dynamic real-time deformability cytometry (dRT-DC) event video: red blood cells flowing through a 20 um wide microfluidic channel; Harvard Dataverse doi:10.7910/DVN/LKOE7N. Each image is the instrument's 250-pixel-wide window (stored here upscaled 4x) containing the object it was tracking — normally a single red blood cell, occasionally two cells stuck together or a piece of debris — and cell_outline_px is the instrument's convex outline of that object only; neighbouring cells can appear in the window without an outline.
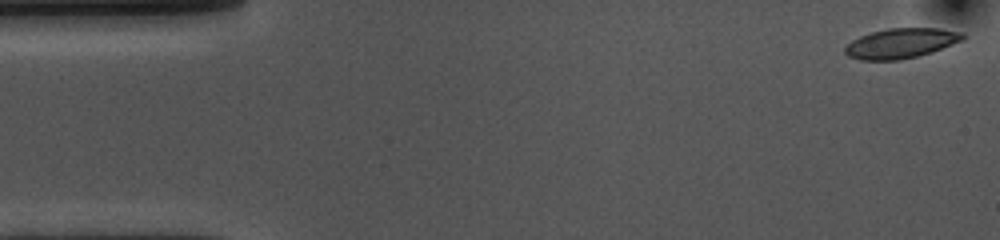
{"species": "common noctule bat (a hibernating species)", "species_latin": "Nyctalus noctula", "temperature_condition": "cold", "stored_images_in_passage": 54, "camera_frame_rate_fps": 3000, "um_per_image_px": 0.085, "animal": {"sex": "female", "body_mass_g": 10.0, "forearm_length_mm": 53.1}, "frame": {"image": 1, "passage_image": 1, "time_ms": 0.0, "image_size_px": [1000, 240], "cell_outline_px": [[964, 36], [960, 40], [932, 52], [900, 60], [860, 60], [848, 56], [844, 52], [844, 48], [852, 40], [860, 36], [872, 32], [888, 28], [940, 28], [964, 32]], "centroid_in_image_um": [76.55, 3.67], "position_along_channel_um": 8.5, "area_um2": 20.4}}
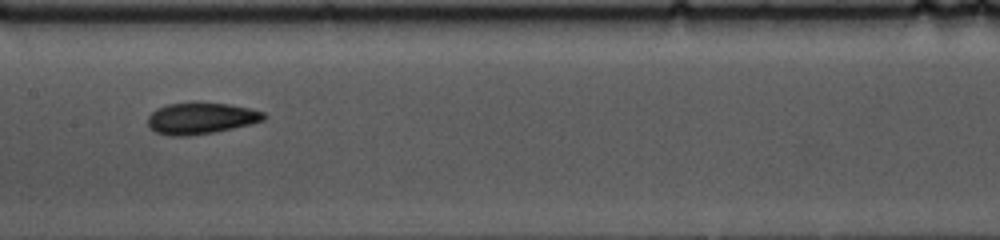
{"frame": {"image": 2, "passage_image": 25, "time_ms": 8.0, "image_size_px": [1000, 240], "cell_outline_px": [[268, 116], [264, 120], [252, 124], [212, 132], [188, 136], [168, 136], [156, 132], [148, 124], [148, 116], [156, 108], [164, 104], [196, 100], [228, 104], [248, 108], [264, 112]], "centroid_in_image_um": [17.06, 10.02], "position_along_channel_um": 190.3, "area_um2": 21.79}}
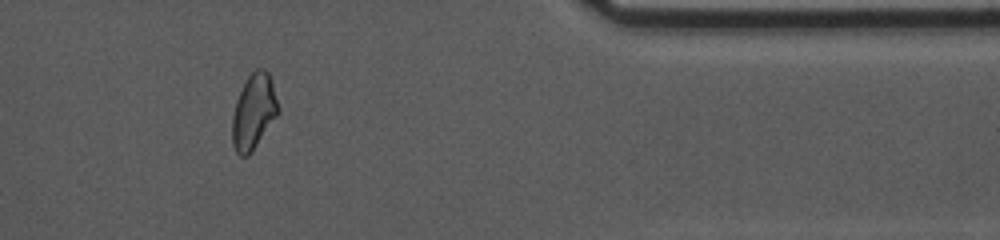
{"frame": {"image": 3, "passage_image": 44, "time_ms": 14.333, "image_size_px": [1000, 240], "cell_outline_px": [[280, 112], [252, 152], [248, 156], [240, 156], [236, 152], [232, 144], [232, 116], [236, 100], [248, 76], [256, 68], [264, 68], [268, 72], [272, 80], [280, 108]], "centroid_in_image_um": [21.58, 9.5], "position_along_channel_um": 389.8, "area_um2": 20.4}, "authors_computed_cell_mechanics": {"area_um2": 20.7791, "velocity_mm_per_s": 3.6141, "shape_relaxation_time_tau1_ms": 4.6196, "shape_relaxation_time_tau2_ms": 2.6374, "deformation_change_tau1": 0.1217, "deformation_change_tau2": 0.0858}}